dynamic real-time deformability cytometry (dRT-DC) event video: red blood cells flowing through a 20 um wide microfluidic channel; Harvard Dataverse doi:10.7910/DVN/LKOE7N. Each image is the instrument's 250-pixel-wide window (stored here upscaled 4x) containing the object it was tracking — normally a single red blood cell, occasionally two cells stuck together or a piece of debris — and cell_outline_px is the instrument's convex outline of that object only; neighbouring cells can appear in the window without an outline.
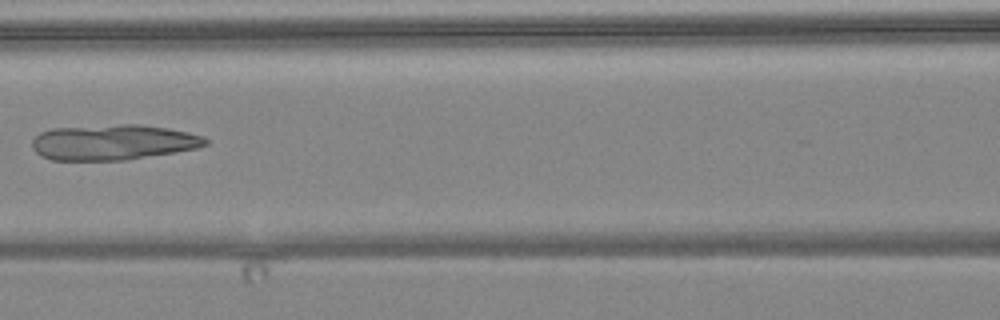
{"species": "common noctule bat (a hibernating species)", "species_latin": "Nyctalus noctula", "temperature_condition": "warm", "stored_images_in_passage": 7, "camera_frame_rate_fps": 3000, "um_per_image_px": 0.085, "animal": {"sex": "female", "body_mass_g": 24.6, "forearm_length_mm": 56.2}, "frame": {"image": 1, "passage_image": 7, "time_ms": 7.0, "image_size_px": [1000, 320], "cell_outline_px": [[208, 144], [196, 148], [124, 160], [52, 160], [40, 156], [32, 148], [32, 140], [40, 132], [52, 128], [120, 124], [140, 124], [168, 128], [188, 132], [204, 136], [208, 140]], "centroid_in_image_um": [9.59, 12.08], "position_along_channel_um": 157.0, "area_um2": 35.78}}